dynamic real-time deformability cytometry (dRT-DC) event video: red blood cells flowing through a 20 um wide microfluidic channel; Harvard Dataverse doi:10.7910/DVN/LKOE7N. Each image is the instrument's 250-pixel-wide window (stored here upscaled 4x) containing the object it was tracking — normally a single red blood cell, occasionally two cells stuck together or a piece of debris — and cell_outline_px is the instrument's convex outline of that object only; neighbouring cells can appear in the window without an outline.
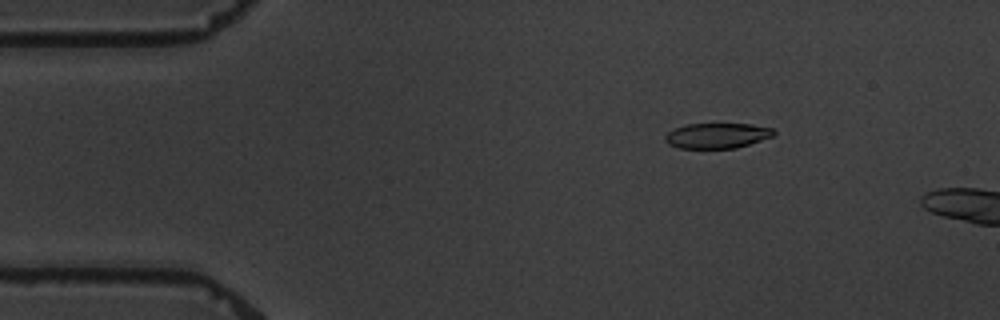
{"species": "common noctule bat (a hibernating species)", "species_latin": "Nyctalus noctula", "temperature_condition": "warm", "stored_images_in_passage": 3, "camera_frame_rate_fps": 3000, "um_per_image_px": 0.085, "animal": {"sex": "male", "body_mass_g": 19.5, "forearm_length_mm": 54.6}, "frame": {"image": 1, "passage_image": 1, "time_ms": 0.0, "image_size_px": [1000, 320], "cell_outline_px": [[776, 132], [772, 136], [736, 148], [680, 148], [668, 144], [664, 140], [664, 136], [668, 132], [676, 128], [688, 124], [752, 124], [772, 128]], "centroid_in_image_um": [60.93, 11.53], "position_along_channel_um": 24.1, "area_um2": 15.84}}